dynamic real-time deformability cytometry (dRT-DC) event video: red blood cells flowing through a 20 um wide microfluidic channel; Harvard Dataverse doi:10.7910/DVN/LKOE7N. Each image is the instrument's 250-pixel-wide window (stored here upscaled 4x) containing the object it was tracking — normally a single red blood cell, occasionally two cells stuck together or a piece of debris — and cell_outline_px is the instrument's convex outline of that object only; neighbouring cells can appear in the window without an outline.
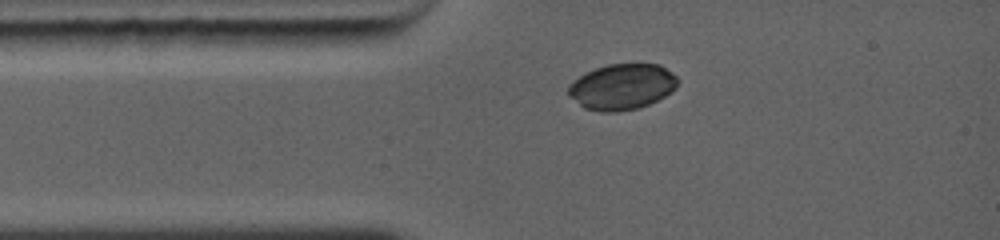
{"species": "common noctule bat (a hibernating species)", "species_latin": "Nyctalus noctula", "temperature_condition": "warm", "stored_images_in_passage": 6, "camera_frame_rate_fps": 5000, "um_per_image_px": 0.085, "animal": {"sex": "female", "body_mass_g": 19.0, "forearm_length_mm": 56.7}, "frame": {"image": 1, "passage_image": 1, "time_ms": 0.0, "image_size_px": [1000, 240], "cell_outline_px": [[680, 80], [664, 96], [648, 104], [636, 108], [608, 112], [584, 108], [568, 96], [568, 84], [572, 80], [596, 68], [608, 64], [660, 64], [672, 72]], "centroid_in_image_um": [52.83, 7.35], "position_along_channel_um": 32.2, "area_um2": 28.78}}
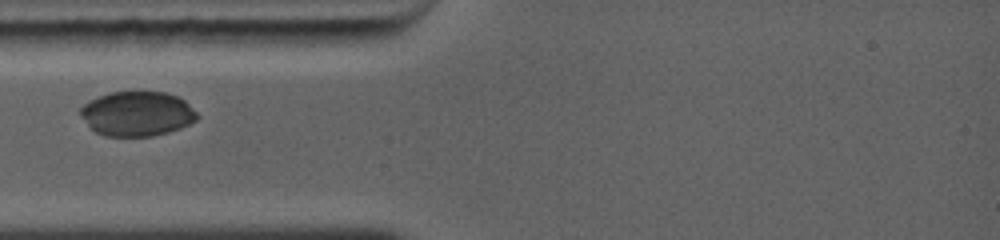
{"frame": {"image": 2, "passage_image": 3, "time_ms": 1.2, "image_size_px": [1000, 240], "cell_outline_px": [[196, 120], [180, 128], [152, 136], [108, 136], [96, 132], [88, 124], [80, 112], [80, 108], [88, 100], [108, 92], [168, 92], [184, 100], [196, 112]], "centroid_in_image_um": [11.64, 9.65], "position_along_channel_um": 73.4, "area_um2": 30.06}}
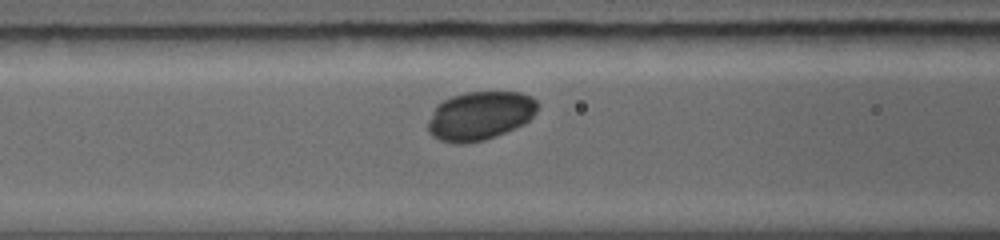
{"frame": {"image": 3, "passage_image": 5, "time_ms": 2.4, "image_size_px": [1000, 240], "cell_outline_px": [[540, 104], [536, 112], [528, 120], [504, 132], [484, 140], [464, 144], [456, 144], [440, 140], [428, 128], [428, 124], [436, 104], [440, 100], [464, 92], [520, 92], [532, 96]], "centroid_in_image_um": [40.8, 9.81], "position_along_channel_um": 125.8, "area_um2": 30.87}}